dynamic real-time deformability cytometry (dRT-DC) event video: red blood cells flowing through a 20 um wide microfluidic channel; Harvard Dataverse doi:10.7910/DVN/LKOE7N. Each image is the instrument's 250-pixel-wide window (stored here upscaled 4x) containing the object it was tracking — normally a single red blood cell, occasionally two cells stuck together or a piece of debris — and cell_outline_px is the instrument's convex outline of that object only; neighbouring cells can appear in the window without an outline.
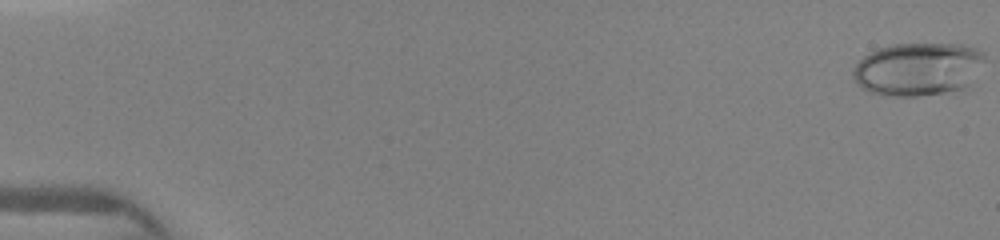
{"species": "human", "species_latin": "Homo sapiens", "temperature_condition": "warm", "stored_images_in_passage": 46, "camera_frame_rate_fps": 3000, "um_per_image_px": 0.085, "donor": {"sex": "female"}, "frame": {"image": 1, "passage_image": 1, "time_ms": 0.0, "image_size_px": [1000, 240], "cell_outline_px": [[984, 60], [968, 84], [964, 88], [944, 92], [916, 96], [884, 96], [868, 92], [856, 84], [852, 80], [852, 68], [864, 56], [876, 48], [892, 44], [964, 44], [976, 48], [984, 52]], "centroid_in_image_um": [77.96, 5.86], "position_along_channel_um": 7.0, "area_um2": 40.92}}
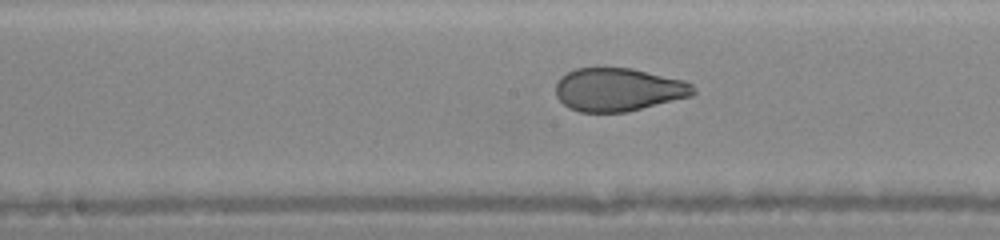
{"frame": {"image": 2, "passage_image": 25, "time_ms": 8.0, "image_size_px": [1000, 240], "cell_outline_px": [[696, 92], [692, 96], [628, 112], [580, 112], [568, 108], [556, 96], [556, 84], [560, 76], [576, 68], [632, 68], [684, 80], [692, 84], [696, 88]], "centroid_in_image_um": [52.57, 7.62], "position_along_channel_um": 195.6, "area_um2": 34.85}}
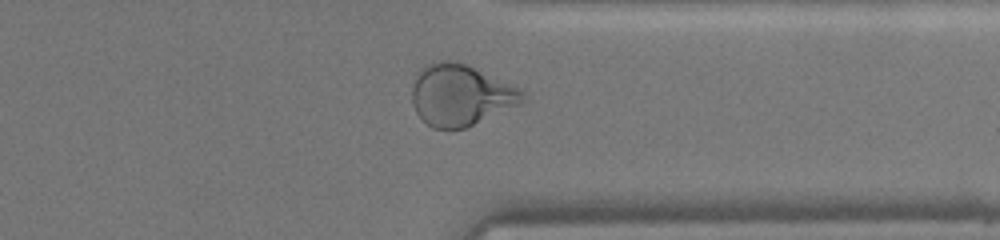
{"frame": {"image": 3, "passage_image": 37, "time_ms": 12.0, "image_size_px": [1000, 240], "cell_outline_px": [[528, 100], [520, 104], [464, 128], [432, 128], [416, 112], [412, 104], [412, 88], [416, 72], [420, 68], [432, 60], [456, 60], [468, 64], [528, 92]], "centroid_in_image_um": [39.16, 8.04], "position_along_channel_um": 372.2, "area_um2": 39.94}}